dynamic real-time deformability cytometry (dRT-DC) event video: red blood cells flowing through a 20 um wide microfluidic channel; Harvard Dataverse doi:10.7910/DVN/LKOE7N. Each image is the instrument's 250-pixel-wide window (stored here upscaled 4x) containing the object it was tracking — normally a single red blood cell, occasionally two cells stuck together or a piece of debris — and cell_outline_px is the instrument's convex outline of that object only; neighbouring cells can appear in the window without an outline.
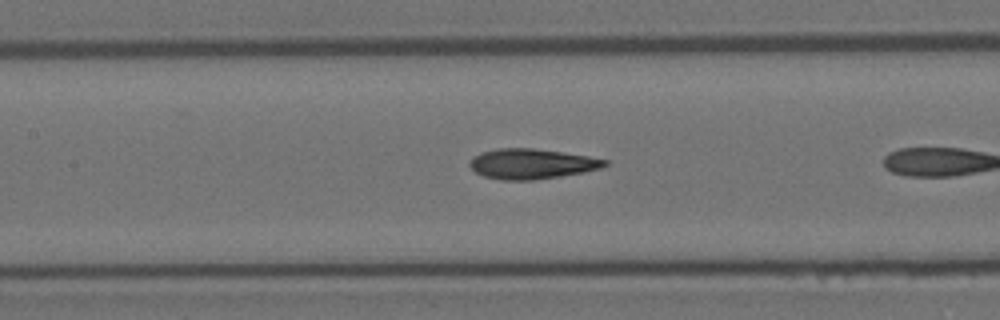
{"species": "Egyptian fruit bat (a non-hibernating species)", "species_latin": "Rousettus aegyptiacus", "temperature_condition": "room temperature", "stored_images_in_passage": 7, "camera_frame_rate_fps": 3000, "um_per_image_px": 0.085, "animal": {"sex": "female"}, "frame": {"image": 1, "passage_image": 6, "time_ms": 1.667, "image_size_px": [1000, 320], "cell_outline_px": [[608, 164], [600, 168], [584, 172], [536, 180], [500, 180], [484, 176], [476, 172], [468, 164], [472, 156], [480, 152], [496, 148], [532, 148], [588, 156], [608, 160]], "centroid_in_image_um": [45.15, 13.92], "position_along_channel_um": 162.2, "area_um2": 23.76}}